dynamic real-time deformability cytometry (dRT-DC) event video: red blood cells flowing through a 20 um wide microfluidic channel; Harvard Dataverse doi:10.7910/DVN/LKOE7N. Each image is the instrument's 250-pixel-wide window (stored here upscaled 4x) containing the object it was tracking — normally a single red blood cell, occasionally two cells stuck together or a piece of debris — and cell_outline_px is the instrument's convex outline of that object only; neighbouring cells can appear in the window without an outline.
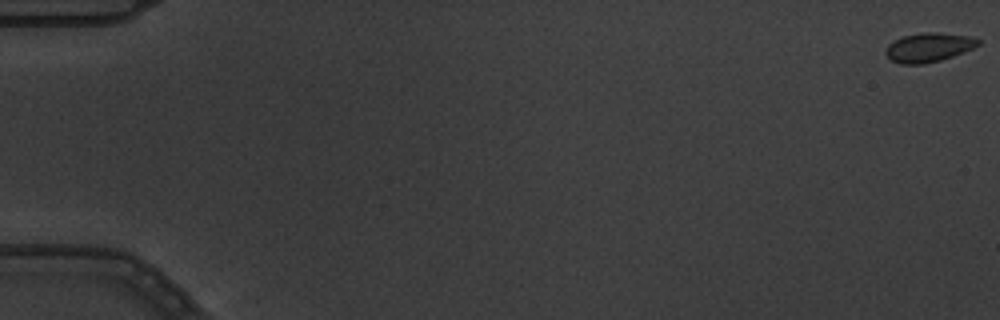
{"species": "common noctule bat (a hibernating species)", "species_latin": "Nyctalus noctula", "temperature_condition": "warm", "stored_images_in_passage": 6, "camera_frame_rate_fps": 3000, "um_per_image_px": 0.085, "animal": {"sex": "male", "body_mass_g": 19.5, "forearm_length_mm": 54.6}, "frame": {"image": 1, "passage_image": 1, "time_ms": 0.0, "image_size_px": [1000, 320], "cell_outline_px": [[980, 44], [972, 48], [952, 56], [940, 60], [924, 64], [900, 64], [892, 60], [884, 52], [888, 44], [904, 36], [928, 32], [936, 32], [972, 36], [980, 40]], "centroid_in_image_um": [78.94, 4.03], "position_along_channel_um": 6.1, "area_um2": 15.49}}
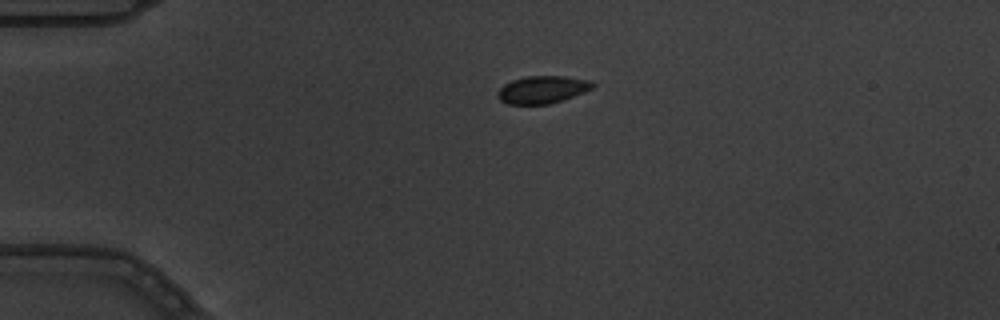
{"frame": {"image": 2, "passage_image": 5, "time_ms": 1.333, "image_size_px": [1000, 320], "cell_outline_px": [[596, 84], [592, 88], [584, 92], [564, 100], [548, 104], [508, 104], [500, 100], [496, 96], [496, 92], [504, 84], [512, 80], [528, 76], [564, 76], [592, 80]], "centroid_in_image_um": [46.11, 7.61], "position_along_channel_um": 38.9, "area_um2": 15.37}}